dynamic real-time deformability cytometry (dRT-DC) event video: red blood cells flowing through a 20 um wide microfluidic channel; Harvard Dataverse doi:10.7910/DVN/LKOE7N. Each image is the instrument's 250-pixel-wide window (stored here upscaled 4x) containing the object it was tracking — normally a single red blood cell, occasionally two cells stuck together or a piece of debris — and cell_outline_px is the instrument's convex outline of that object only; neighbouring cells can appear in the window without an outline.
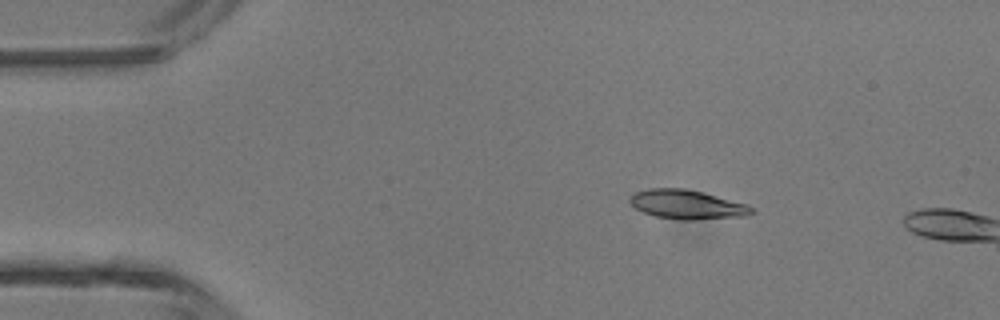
{"species": "common noctule bat (a hibernating species)", "species_latin": "Nyctalus noctula", "temperature_condition": "room temperature", "stored_images_in_passage": 4, "camera_frame_rate_fps": 3000, "um_per_image_px": 0.085, "animal": {"sex": "male", "body_mass_g": 13.3}, "frame": {"image": 1, "passage_image": 3, "time_ms": 0.667, "image_size_px": [1000, 320], "cell_outline_px": [[756, 212], [748, 216], [696, 220], [680, 220], [656, 216], [644, 212], [636, 208], [628, 200], [636, 192], [648, 188], [684, 188], [748, 204]], "centroid_in_image_um": [58.44, 17.39], "position_along_channel_um": 26.6, "area_um2": 20.63}}